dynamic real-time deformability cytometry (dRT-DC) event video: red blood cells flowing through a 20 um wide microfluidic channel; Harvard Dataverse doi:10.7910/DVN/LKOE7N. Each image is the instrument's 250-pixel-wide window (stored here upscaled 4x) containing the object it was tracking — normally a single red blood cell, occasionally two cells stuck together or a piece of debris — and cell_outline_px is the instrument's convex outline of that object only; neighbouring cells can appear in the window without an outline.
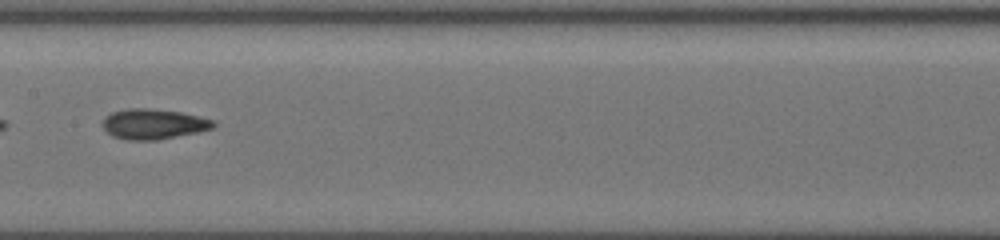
{"species": "common noctule bat (a hibernating species)", "species_latin": "Nyctalus noctula", "temperature_condition": "cold", "stored_images_in_passage": 31, "camera_frame_rate_fps": 3000, "um_per_image_px": 0.085, "animal": {"sex": "female", "body_mass_g": 19.5, "forearm_length_mm": 54.1}, "frame": {"image": 1, "passage_image": 10, "time_ms": 3.0, "image_size_px": [1000, 240], "cell_outline_px": [[216, 124], [212, 128], [196, 132], [156, 140], [128, 140], [112, 136], [104, 128], [104, 120], [112, 112], [128, 108], [148, 108], [180, 112], [212, 120]], "centroid_in_image_um": [13.03, 10.54], "position_along_channel_um": 194.4, "area_um2": 19.07}}
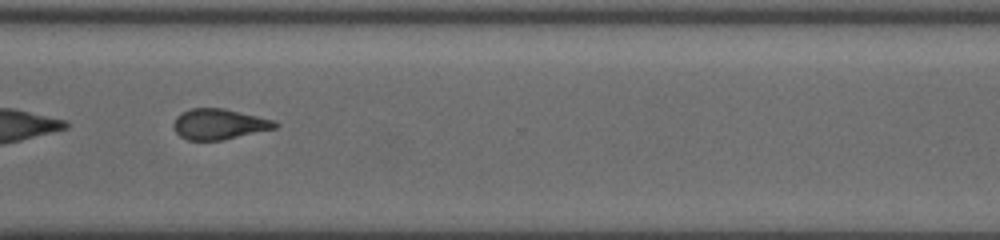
{"frame": {"image": 2, "passage_image": 22, "time_ms": 7.0, "image_size_px": [1000, 240], "cell_outline_px": [[280, 124], [276, 128], [220, 140], [188, 140], [180, 136], [176, 132], [172, 124], [176, 116], [192, 108], [224, 108], [272, 120]], "centroid_in_image_um": [18.59, 10.55], "position_along_channel_um": 352.0, "area_um2": 17.8}, "authors_computed_cell_mechanics": {"area_um2": 18.3226, "velocity_mm_per_s": 3.9547, "shape_relaxation_time_tau1_ms": 4.1998, "shape_relaxation_time_tau2_ms": 4.2391, "deformation_change_tau1": 0.0977, "deformation_change_tau2": 0.126}}